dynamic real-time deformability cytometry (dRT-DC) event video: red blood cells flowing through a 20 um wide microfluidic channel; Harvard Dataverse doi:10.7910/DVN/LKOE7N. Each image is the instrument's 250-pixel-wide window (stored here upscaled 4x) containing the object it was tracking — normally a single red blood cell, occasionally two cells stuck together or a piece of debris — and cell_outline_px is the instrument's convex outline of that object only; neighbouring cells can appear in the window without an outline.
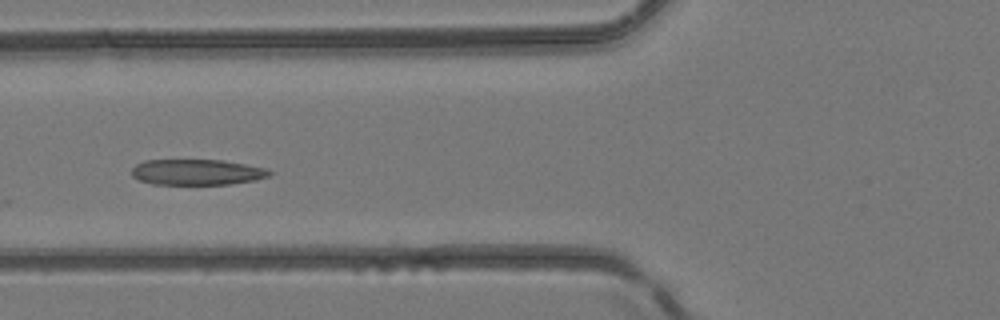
{"species": "common noctule bat (a hibernating species)", "species_latin": "Nyctalus noctula", "temperature_condition": "room temperature", "stored_images_in_passage": 4, "camera_frame_rate_fps": 3000, "um_per_image_px": 0.085, "animal": {"sex": "female", "body_mass_g": 24.6, "forearm_length_mm": 56.2}, "frame": {"image": 1, "passage_image": 4, "time_ms": 3.333, "image_size_px": [1000, 320], "cell_outline_px": [[272, 172], [268, 176], [256, 180], [228, 184], [152, 184], [140, 180], [132, 176], [132, 168], [136, 164], [144, 160], [224, 160], [264, 168]], "centroid_in_image_um": [16.71, 14.63], "position_along_channel_um": 109.1, "area_um2": 20.52}}